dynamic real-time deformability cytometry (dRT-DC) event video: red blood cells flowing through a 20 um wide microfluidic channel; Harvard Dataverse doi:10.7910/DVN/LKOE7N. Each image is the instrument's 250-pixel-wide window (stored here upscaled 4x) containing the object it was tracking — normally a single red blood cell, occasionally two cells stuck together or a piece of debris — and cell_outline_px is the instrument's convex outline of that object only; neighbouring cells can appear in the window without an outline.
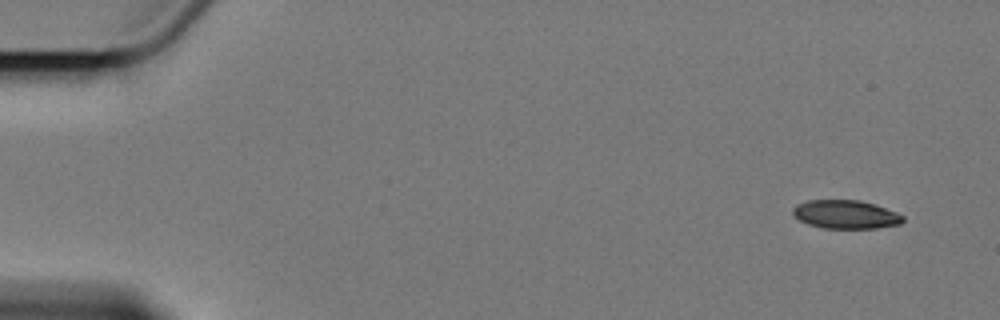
{"species": "Egyptian fruit bat (a non-hibernating species)", "species_latin": "Rousettus aegyptiacus", "temperature_condition": "cold", "stored_images_in_passage": 4, "camera_frame_rate_fps": 3000, "um_per_image_px": 0.085, "animal": {"sex": "female"}, "frame": {"image": 1, "passage_image": 1, "time_ms": 0.0, "image_size_px": [1000, 320], "cell_outline_px": [[904, 220], [900, 224], [876, 228], [824, 228], [808, 224], [800, 220], [792, 212], [792, 208], [796, 204], [808, 200], [860, 200], [876, 204], [896, 212], [904, 216]], "centroid_in_image_um": [71.89, 18.22], "position_along_channel_um": 13.1, "area_um2": 18.32}}
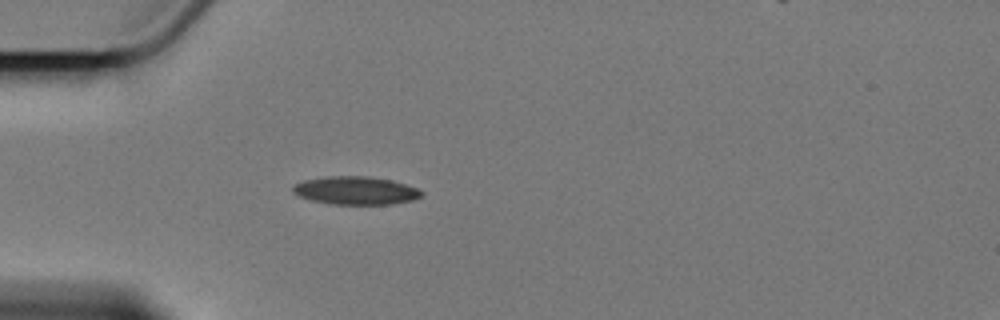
{"frame": {"image": 2, "passage_image": 4, "time_ms": 4.667, "image_size_px": [1000, 320], "cell_outline_px": [[424, 192], [420, 196], [412, 200], [392, 204], [332, 204], [312, 200], [300, 196], [292, 192], [292, 188], [296, 184], [304, 180], [328, 176], [368, 176], [392, 180], [416, 188]], "centroid_in_image_um": [30.23, 16.19], "position_along_channel_um": 54.8, "area_um2": 20.87}}